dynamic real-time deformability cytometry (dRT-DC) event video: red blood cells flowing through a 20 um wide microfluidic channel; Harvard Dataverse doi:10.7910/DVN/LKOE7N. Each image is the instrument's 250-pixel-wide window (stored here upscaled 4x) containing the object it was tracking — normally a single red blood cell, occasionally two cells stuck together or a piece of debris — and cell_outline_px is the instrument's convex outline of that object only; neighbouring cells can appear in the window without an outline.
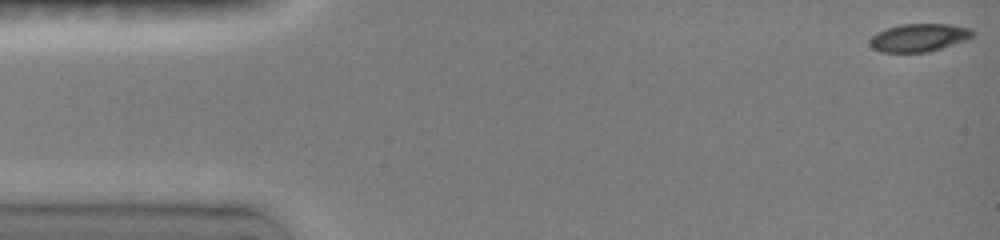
{"species": "common noctule bat (a hibernating species)", "species_latin": "Nyctalus noctula", "temperature_condition": "room temperature", "stored_images_in_passage": 15, "camera_frame_rate_fps": 3000, "um_per_image_px": 0.085, "animal": {"sex": "female", "body_mass_g": 19.0, "forearm_length_mm": 51.5}, "frame": {"image": 1, "passage_image": 1, "time_ms": 0.0, "image_size_px": [1000, 240], "cell_outline_px": [[976, 32], [968, 40], [928, 52], [880, 52], [872, 48], [868, 44], [868, 40], [876, 32], [900, 24], [952, 24], [972, 28]], "centroid_in_image_um": [78.13, 3.19], "position_along_channel_um": 6.9, "area_um2": 17.05}}
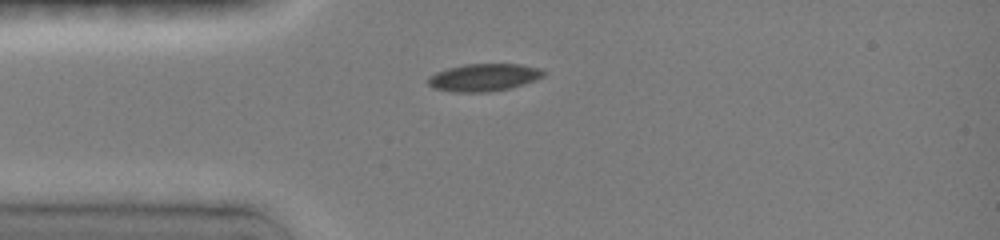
{"frame": {"image": 2, "passage_image": 10, "time_ms": 3.667, "image_size_px": [1000, 240], "cell_outline_px": [[544, 76], [524, 84], [508, 88], [488, 92], [452, 92], [436, 88], [428, 84], [428, 80], [436, 72], [448, 68], [468, 64], [516, 64], [536, 68], [544, 72]], "centroid_in_image_um": [41.11, 6.59], "position_along_channel_um": 43.9, "area_um2": 18.03}}